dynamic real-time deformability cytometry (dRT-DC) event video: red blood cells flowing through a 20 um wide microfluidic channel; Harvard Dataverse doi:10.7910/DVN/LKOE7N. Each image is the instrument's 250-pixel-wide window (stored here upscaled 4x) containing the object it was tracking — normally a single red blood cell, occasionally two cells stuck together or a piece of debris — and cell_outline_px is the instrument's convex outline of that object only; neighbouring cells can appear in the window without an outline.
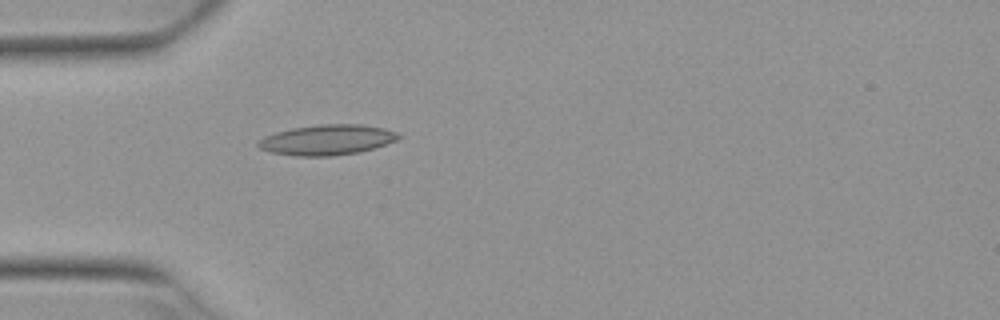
{"species": "Egyptian fruit bat (a non-hibernating species)", "species_latin": "Rousettus aegyptiacus", "temperature_condition": "warm", "stored_images_in_passage": 5, "camera_frame_rate_fps": 3000, "um_per_image_px": 0.085, "animal": {"sex": "female"}, "frame": {"image": 1, "passage_image": 5, "time_ms": 1.333, "image_size_px": [1000, 320], "cell_outline_px": [[400, 136], [396, 140], [376, 148], [360, 152], [332, 156], [292, 156], [272, 152], [260, 148], [256, 144], [256, 140], [264, 136], [276, 132], [292, 128], [320, 124], [360, 124], [384, 128], [396, 132]], "centroid_in_image_um": [27.77, 11.89], "position_along_channel_um": 57.2, "area_um2": 24.91}}